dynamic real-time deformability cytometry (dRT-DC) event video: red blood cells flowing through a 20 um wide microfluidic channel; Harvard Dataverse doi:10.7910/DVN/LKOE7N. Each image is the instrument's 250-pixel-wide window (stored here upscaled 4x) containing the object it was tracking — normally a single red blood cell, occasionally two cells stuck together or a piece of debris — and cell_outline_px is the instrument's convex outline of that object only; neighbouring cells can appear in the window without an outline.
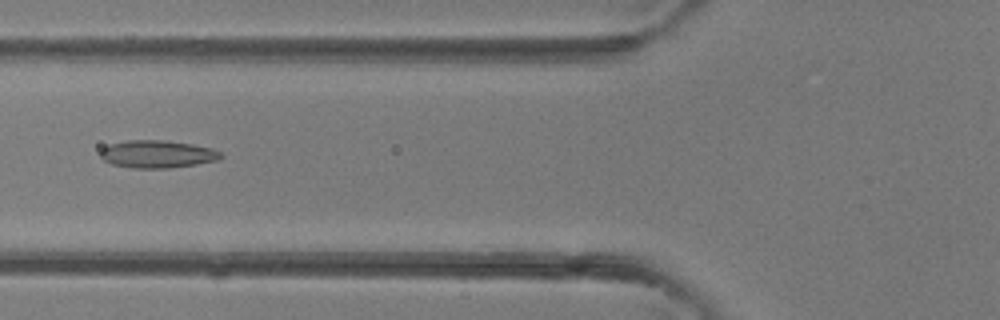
{"species": "common noctule bat (a hibernating species)", "species_latin": "Nyctalus noctula", "temperature_condition": "room temperature", "stored_images_in_passage": 40, "camera_frame_rate_fps": 3000, "um_per_image_px": 0.085, "animal": {"sex": "female"}, "frame": {"image": 1, "passage_image": 15, "time_ms": 4.667, "image_size_px": [1000, 320], "cell_outline_px": [[224, 156], [216, 160], [196, 164], [168, 168], [132, 168], [112, 164], [104, 160], [100, 156], [100, 152], [108, 144], [128, 140], [168, 140], [192, 144], [212, 148], [220, 152]], "centroid_in_image_um": [13.37, 13.09], "position_along_channel_um": 112.4, "area_um2": 19.36}}
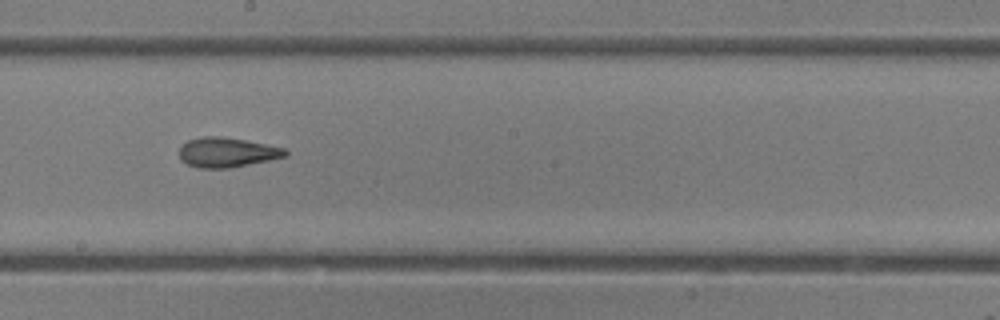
{"frame": {"image": 2, "passage_image": 22, "time_ms": 7.0, "image_size_px": [1000, 320], "cell_outline_px": [[288, 156], [228, 168], [196, 168], [180, 160], [180, 148], [188, 140], [204, 136], [220, 136], [244, 140], [284, 148], [288, 152]], "centroid_in_image_um": [19.27, 12.95], "position_along_channel_um": 228.9, "area_um2": 18.15}}
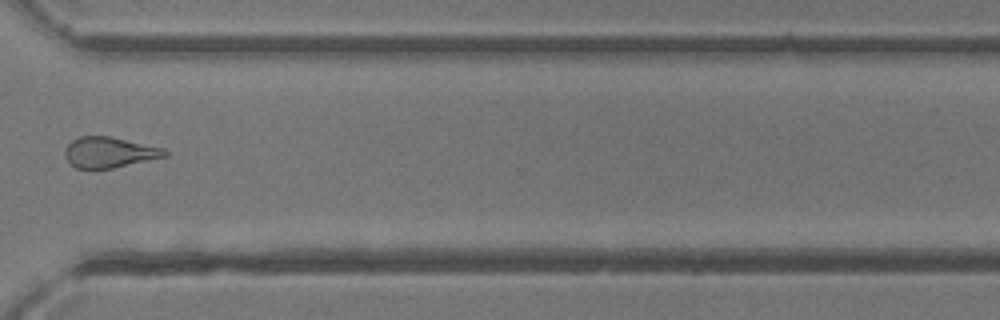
{"frame": {"image": 3, "passage_image": 30, "time_ms": 9.667, "image_size_px": [1000, 320], "cell_outline_px": [[168, 156], [112, 168], [76, 168], [64, 156], [64, 152], [68, 144], [72, 140], [80, 136], [108, 136], [164, 148], [168, 152]], "centroid_in_image_um": [9.29, 12.94], "position_along_channel_um": 361.3, "area_um2": 17.63}}